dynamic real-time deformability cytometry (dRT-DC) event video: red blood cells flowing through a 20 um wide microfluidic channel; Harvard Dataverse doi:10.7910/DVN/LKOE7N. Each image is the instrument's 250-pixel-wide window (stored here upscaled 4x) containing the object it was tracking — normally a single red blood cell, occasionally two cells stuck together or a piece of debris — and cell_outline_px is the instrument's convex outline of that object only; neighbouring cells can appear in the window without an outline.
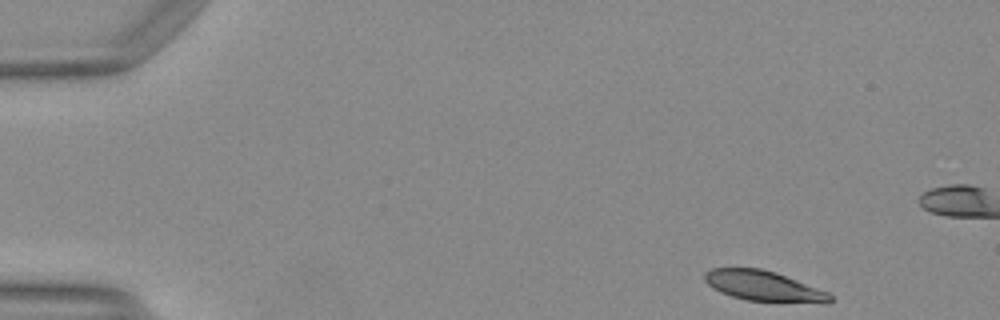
{"species": "Egyptian fruit bat (a non-hibernating species)", "species_latin": "Rousettus aegyptiacus", "temperature_condition": "warm", "stored_images_in_passage": 5, "camera_frame_rate_fps": 3000, "um_per_image_px": 0.085, "animal": {"sex": "female"}, "frame": {"image": 1, "passage_image": 1, "time_ms": 0.0, "image_size_px": [1000, 320], "cell_outline_px": [[832, 300], [828, 304], [748, 300], [732, 296], [720, 292], [712, 288], [704, 280], [704, 272], [712, 268], [760, 268], [776, 272], [828, 292], [832, 296]], "centroid_in_image_um": [64.92, 24.32], "position_along_channel_um": 20.1, "area_um2": 22.2}}